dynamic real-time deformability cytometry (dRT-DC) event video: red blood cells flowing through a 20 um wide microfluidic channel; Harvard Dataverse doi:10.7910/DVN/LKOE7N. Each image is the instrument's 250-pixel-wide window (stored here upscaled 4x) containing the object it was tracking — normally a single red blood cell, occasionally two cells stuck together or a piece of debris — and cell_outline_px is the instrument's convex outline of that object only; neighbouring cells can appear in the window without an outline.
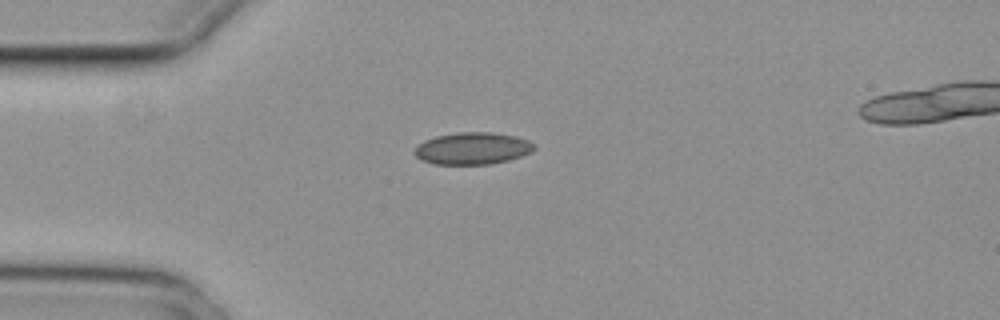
{"species": "common noctule bat (a hibernating species)", "species_latin": "Nyctalus noctula", "temperature_condition": "cold", "stored_images_in_passage": 3, "camera_frame_rate_fps": 3000, "um_per_image_px": 0.085, "animal": {"sex": "female", "body_mass_g": 29.2, "forearm_length_mm": 56.3}, "frame": {"image": 1, "passage_image": 1, "time_ms": 0.0, "image_size_px": [1000, 320], "cell_outline_px": [[536, 148], [532, 152], [508, 160], [492, 164], [432, 164], [416, 156], [412, 152], [424, 140], [436, 136], [460, 132], [492, 132], [516, 136], [528, 140], [536, 144]], "centroid_in_image_um": [40.2, 12.61], "position_along_channel_um": 44.8, "area_um2": 22.37}}